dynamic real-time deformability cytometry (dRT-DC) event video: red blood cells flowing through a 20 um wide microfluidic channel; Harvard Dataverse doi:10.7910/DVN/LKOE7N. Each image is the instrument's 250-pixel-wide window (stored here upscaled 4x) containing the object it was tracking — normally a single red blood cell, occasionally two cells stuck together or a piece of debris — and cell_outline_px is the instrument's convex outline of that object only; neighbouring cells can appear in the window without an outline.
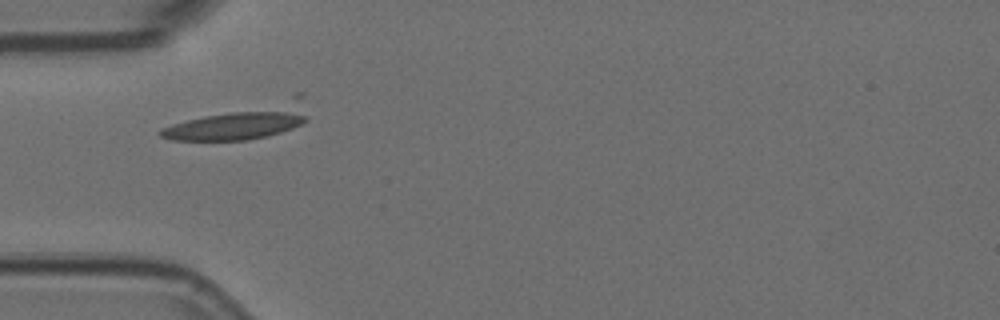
{"species": "Egyptian fruit bat (a non-hibernating species)", "species_latin": "Rousettus aegyptiacus", "temperature_condition": "room temperature", "stored_images_in_passage": 14, "camera_frame_rate_fps": 3000, "um_per_image_px": 0.085, "animal": {"sex": "female"}, "frame": {"image": 1, "passage_image": 4, "time_ms": 1.0, "image_size_px": [1000, 320], "cell_outline_px": [[308, 120], [304, 124], [268, 136], [248, 140], [172, 140], [160, 136], [156, 132], [160, 128], [172, 124], [204, 116], [232, 112], [300, 112], [308, 116]], "centroid_in_image_um": [19.84, 10.72], "position_along_channel_um": 65.2, "area_um2": 22.89}}
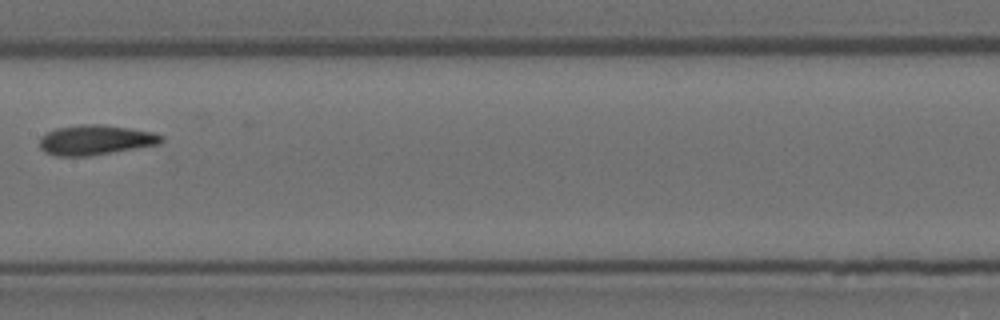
{"frame": {"image": 2, "passage_image": 7, "time_ms": 2.0, "image_size_px": [1000, 320], "cell_outline_px": [[164, 140], [160, 144], [88, 156], [56, 156], [44, 152], [40, 148], [40, 136], [56, 128], [80, 124], [104, 124], [152, 132], [164, 136]], "centroid_in_image_um": [8.1, 11.89], "position_along_channel_um": 199.3, "area_um2": 21.27}}
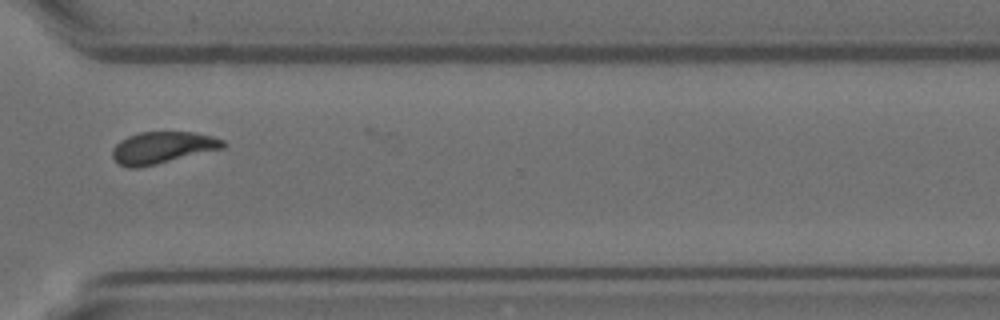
{"frame": {"image": 3, "passage_image": 11, "time_ms": 3.333, "image_size_px": [1000, 320], "cell_outline_px": [[228, 144], [224, 148], [140, 168], [128, 168], [116, 164], [112, 156], [112, 148], [120, 140], [128, 136], [140, 132], [192, 132], [212, 136], [224, 140]], "centroid_in_image_um": [13.78, 12.56], "position_along_channel_um": 356.8, "area_um2": 20.75}}